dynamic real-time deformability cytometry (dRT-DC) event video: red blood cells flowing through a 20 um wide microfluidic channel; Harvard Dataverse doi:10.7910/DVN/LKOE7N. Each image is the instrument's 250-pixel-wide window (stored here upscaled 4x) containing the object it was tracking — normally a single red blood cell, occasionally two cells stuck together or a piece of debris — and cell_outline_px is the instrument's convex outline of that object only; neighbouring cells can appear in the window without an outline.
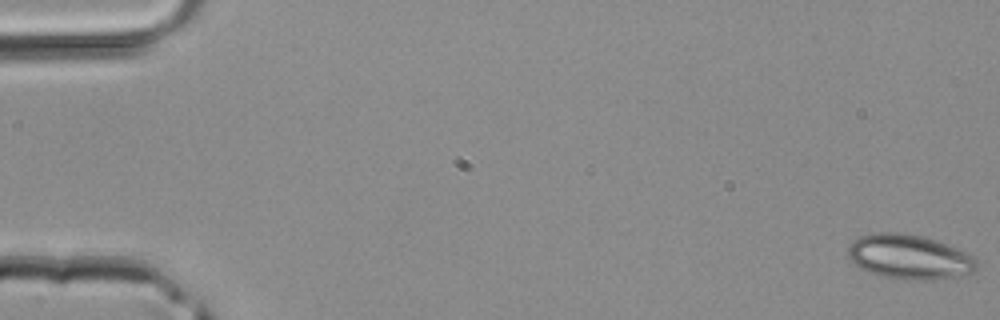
{"species": "common noctule bat (a hibernating species)", "species_latin": "Nyctalus noctula", "temperature_condition": "room temperature", "stored_images_in_passage": 45, "camera_frame_rate_fps": 3000, "um_per_image_px": 0.085, "animal": {"sex": "male", "body_mass_g": 20.4}, "frame": {"image": 1, "passage_image": 1, "time_ms": 0.0, "image_size_px": [1000, 320], "cell_outline_px": [[976, 268], [972, 272], [956, 276], [932, 280], [904, 280], [884, 276], [868, 272], [856, 264], [848, 256], [848, 244], [852, 240], [860, 236], [872, 232], [904, 232], [924, 236], [936, 240], [976, 256]], "centroid_in_image_um": [77.27, 21.81], "position_along_channel_um": 7.7, "area_um2": 33.64}}
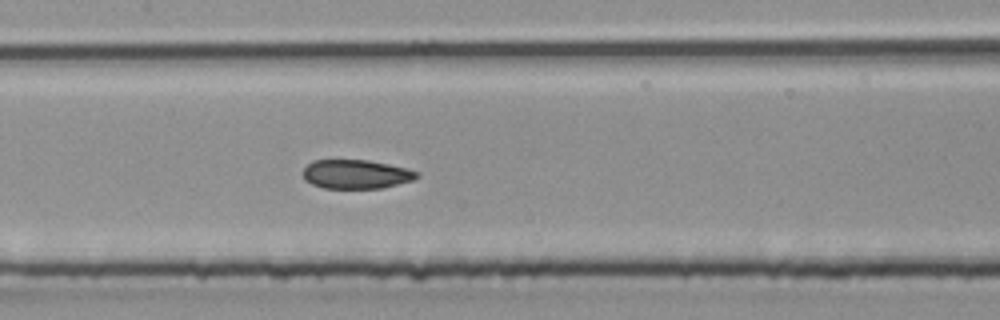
{"frame": {"image": 2, "passage_image": 22, "time_ms": 7.0, "image_size_px": [1000, 320], "cell_outline_px": [[420, 176], [412, 180], [384, 188], [324, 188], [312, 184], [304, 180], [304, 168], [312, 160], [368, 160], [388, 164], [420, 172]], "centroid_in_image_um": [30.27, 14.81], "position_along_channel_um": 177.1, "area_um2": 19.19}}
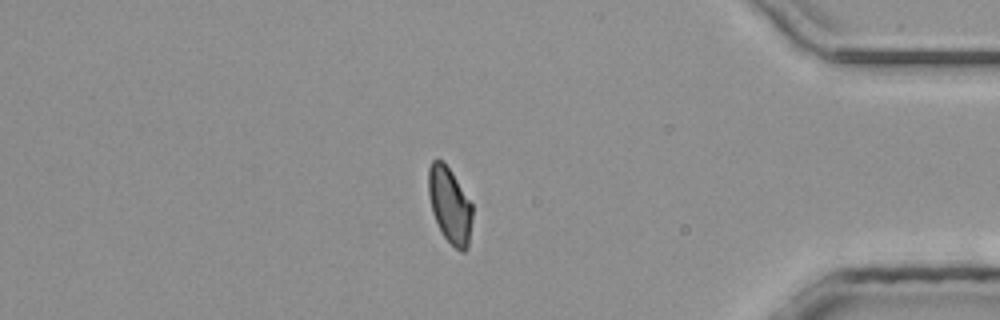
{"frame": {"image": 3, "passage_image": 38, "time_ms": 12.333, "image_size_px": [1000, 320], "cell_outline_px": [[472, 220], [468, 248], [464, 252], [460, 252], [444, 236], [432, 212], [428, 196], [428, 168], [432, 160], [440, 160], [452, 172], [472, 204]], "centroid_in_image_um": [38.23, 17.45], "position_along_channel_um": 397.0, "area_um2": 19.25}}